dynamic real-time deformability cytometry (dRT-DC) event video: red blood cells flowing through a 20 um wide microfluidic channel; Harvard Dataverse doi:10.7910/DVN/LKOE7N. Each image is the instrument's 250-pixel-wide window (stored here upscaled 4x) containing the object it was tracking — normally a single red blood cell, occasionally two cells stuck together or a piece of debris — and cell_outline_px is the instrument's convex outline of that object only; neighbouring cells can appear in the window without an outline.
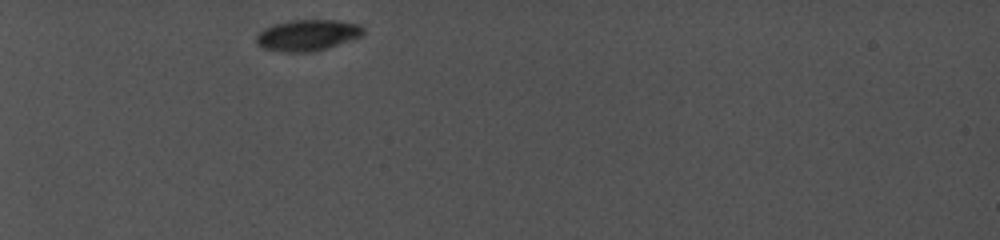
{"species": "common noctule bat (a hibernating species)", "species_latin": "Nyctalus noctula", "temperature_condition": "cold", "stored_images_in_passage": 11, "camera_frame_rate_fps": 5000, "um_per_image_px": 0.085, "animal": {"sex": "female", "body_mass_g": 19.0, "forearm_length_mm": 56.7}, "frame": {"image": 1, "passage_image": 1, "time_ms": 0.0, "image_size_px": [1000, 240], "cell_outline_px": [[364, 36], [316, 52], [284, 52], [264, 48], [256, 44], [256, 36], [264, 28], [272, 24], [292, 20], [336, 20], [360, 24], [364, 28]], "centroid_in_image_um": [26.17, 2.99], "position_along_channel_um": 58.8, "area_um2": 19.71}}
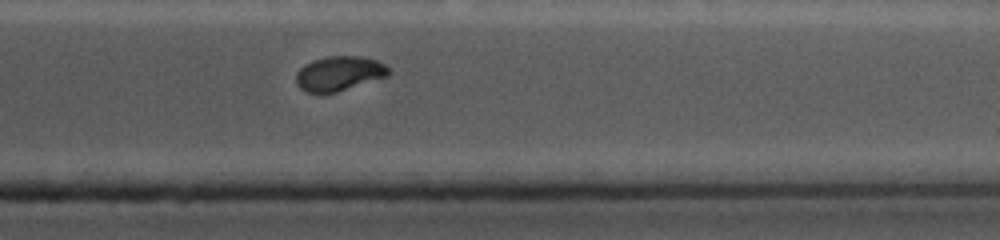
{"frame": {"image": 2, "passage_image": 10, "time_ms": 9.6, "image_size_px": [1000, 240], "cell_outline_px": [[388, 76], [336, 92], [308, 92], [300, 88], [296, 84], [296, 72], [304, 64], [312, 60], [328, 56], [360, 56], [376, 60], [384, 64], [388, 68]], "centroid_in_image_um": [28.8, 6.23], "position_along_channel_um": 382.6, "area_um2": 18.5}}
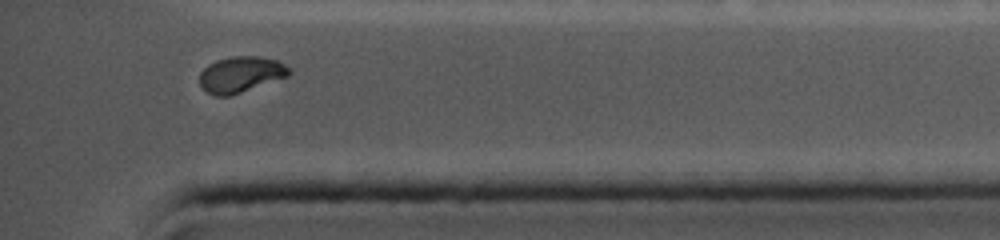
{"frame": {"image": 3, "passage_image": 11, "time_ms": 10.4, "image_size_px": [1000, 240], "cell_outline_px": [[292, 72], [288, 76], [228, 96], [216, 96], [208, 92], [200, 84], [200, 72], [208, 64], [216, 60], [232, 56], [256, 56], [276, 60], [284, 64]], "centroid_in_image_um": [20.45, 6.31], "position_along_channel_um": 414.8, "area_um2": 18.44}}